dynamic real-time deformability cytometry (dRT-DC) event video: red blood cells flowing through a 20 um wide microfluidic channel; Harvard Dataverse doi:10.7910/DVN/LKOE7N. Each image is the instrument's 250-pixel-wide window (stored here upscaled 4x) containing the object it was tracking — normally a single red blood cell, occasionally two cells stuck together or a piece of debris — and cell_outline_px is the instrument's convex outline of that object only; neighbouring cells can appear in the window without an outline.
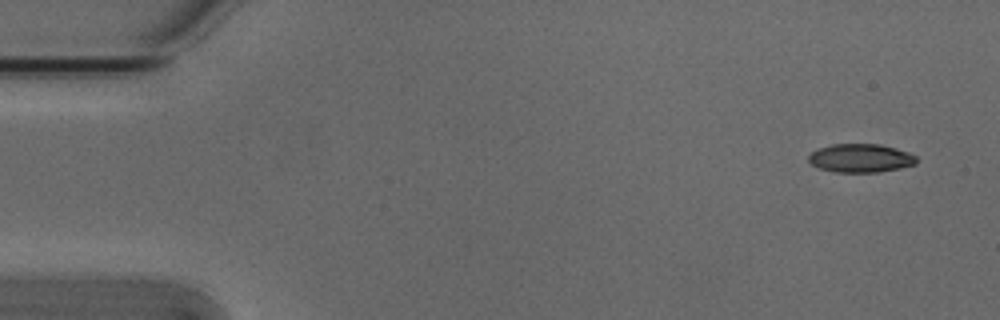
{"species": "Egyptian fruit bat (a non-hibernating species)", "species_latin": "Rousettus aegyptiacus", "temperature_condition": "cold", "stored_images_in_passage": 5, "camera_frame_rate_fps": 3000, "um_per_image_px": 0.085, "animal": {"sex": "male"}, "frame": {"image": 1, "passage_image": 1, "time_ms": 0.0, "image_size_px": [1000, 320], "cell_outline_px": [[916, 164], [900, 168], [880, 172], [832, 172], [820, 168], [812, 164], [808, 160], [808, 156], [816, 148], [832, 144], [880, 144], [896, 148], [908, 152], [916, 156]], "centroid_in_image_um": [73.14, 13.44], "position_along_channel_um": 11.9, "area_um2": 18.03}}
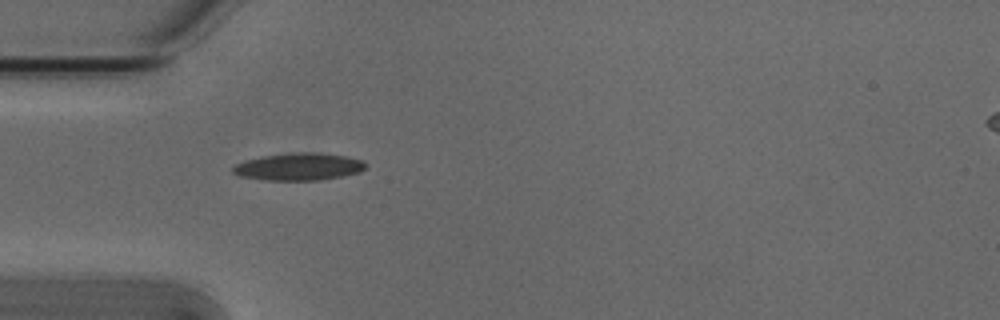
{"frame": {"image": 2, "passage_image": 4, "time_ms": 1.0, "image_size_px": [1000, 320], "cell_outline_px": [[364, 168], [360, 172], [344, 176], [320, 180], [264, 180], [240, 176], [232, 172], [232, 168], [236, 164], [244, 160], [260, 156], [292, 152], [316, 152], [344, 156], [364, 160]], "centroid_in_image_um": [25.37, 14.16], "position_along_channel_um": 59.6, "area_um2": 21.27}}